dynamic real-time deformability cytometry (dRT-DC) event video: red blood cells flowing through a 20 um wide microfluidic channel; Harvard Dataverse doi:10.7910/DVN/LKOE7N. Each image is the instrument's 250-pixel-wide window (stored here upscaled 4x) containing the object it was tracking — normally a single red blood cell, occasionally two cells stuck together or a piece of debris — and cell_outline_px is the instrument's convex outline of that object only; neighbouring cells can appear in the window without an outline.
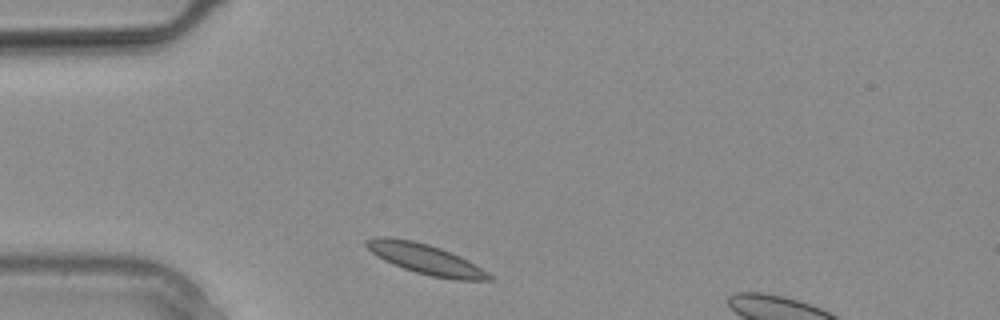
{"species": "common noctule bat (a hibernating species)", "species_latin": "Nyctalus noctula", "temperature_condition": "warm", "stored_images_in_passage": 17, "camera_frame_rate_fps": 3000, "um_per_image_px": 0.085, "animal": {"sex": "male", "body_mass_g": 20.4}, "frame": {"image": 1, "passage_image": 1, "time_ms": 0.0, "image_size_px": [1000, 320], "cell_outline_px": [[496, 280], [452, 280], [432, 276], [416, 272], [404, 268], [384, 260], [376, 256], [364, 244], [364, 240], [376, 236], [388, 236], [412, 240], [428, 244], [440, 248], [460, 256], [468, 260], [488, 272]], "centroid_in_image_um": [36.16, 22.01], "position_along_channel_um": 48.8, "area_um2": 21.62}}